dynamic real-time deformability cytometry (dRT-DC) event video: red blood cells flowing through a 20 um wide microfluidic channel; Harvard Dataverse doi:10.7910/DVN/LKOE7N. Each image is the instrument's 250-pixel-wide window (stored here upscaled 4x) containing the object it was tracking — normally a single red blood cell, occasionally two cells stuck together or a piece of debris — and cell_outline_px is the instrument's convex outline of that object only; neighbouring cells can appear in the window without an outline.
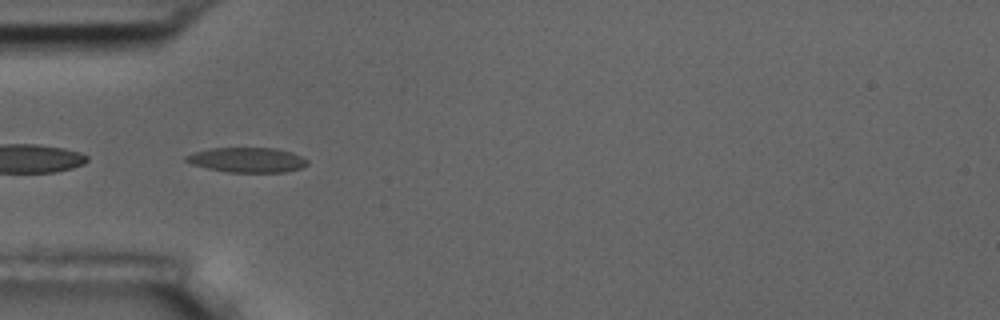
{"species": "common noctule bat (a hibernating species)", "species_latin": "Nyctalus noctula", "temperature_condition": "room temperature", "stored_images_in_passage": 6, "camera_frame_rate_fps": 3000, "um_per_image_px": 0.085, "animal": {"sex": "male", "body_mass_g": 17.5, "forearm_length_mm": 52.3}, "frame": {"image": 1, "passage_image": 5, "time_ms": 5.333, "image_size_px": [1000, 320], "cell_outline_px": [[308, 164], [300, 168], [284, 172], [228, 172], [208, 168], [192, 164], [184, 160], [184, 156], [208, 148], [276, 148], [292, 152], [308, 160]], "centroid_in_image_um": [21.01, 13.59], "position_along_channel_um": 64.0, "area_um2": 17.51}}